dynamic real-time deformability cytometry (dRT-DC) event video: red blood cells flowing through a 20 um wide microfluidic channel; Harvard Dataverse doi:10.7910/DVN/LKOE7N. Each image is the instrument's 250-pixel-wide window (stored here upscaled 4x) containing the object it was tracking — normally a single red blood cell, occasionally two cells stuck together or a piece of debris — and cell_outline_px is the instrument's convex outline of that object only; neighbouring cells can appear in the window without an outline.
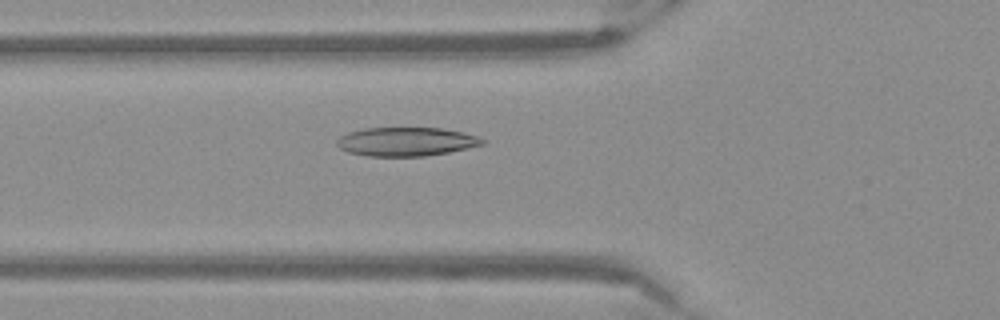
{"species": "Egyptian fruit bat (a non-hibernating species)", "species_latin": "Rousettus aegyptiacus", "temperature_condition": "warm", "stored_images_in_passage": 33, "camera_frame_rate_fps": 3000, "um_per_image_px": 0.085, "frame": {"image": 1, "passage_image": 6, "time_ms": 1.667, "image_size_px": [1000, 320], "cell_outline_px": [[488, 140], [484, 144], [468, 148], [448, 152], [424, 156], [368, 156], [348, 152], [340, 148], [336, 144], [336, 140], [340, 136], [348, 132], [364, 128], [444, 128], [464, 132], [480, 136]], "centroid_in_image_um": [34.57, 12.03], "position_along_channel_um": 91.2, "area_um2": 24.62}}
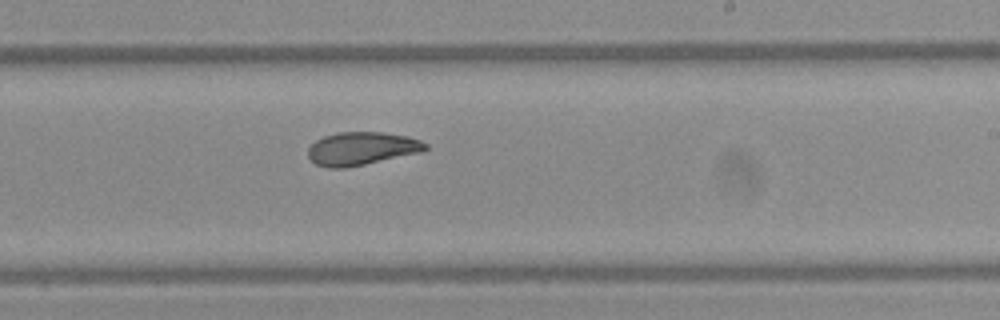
{"frame": {"image": 2, "passage_image": 19, "time_ms": 6.0, "image_size_px": [1000, 320], "cell_outline_px": [[428, 148], [420, 152], [364, 164], [344, 168], [328, 168], [316, 164], [308, 156], [308, 148], [316, 140], [324, 136], [336, 132], [384, 132], [408, 136], [420, 140], [428, 144]], "centroid_in_image_um": [30.73, 12.61], "position_along_channel_um": 258.3, "area_um2": 22.54}}
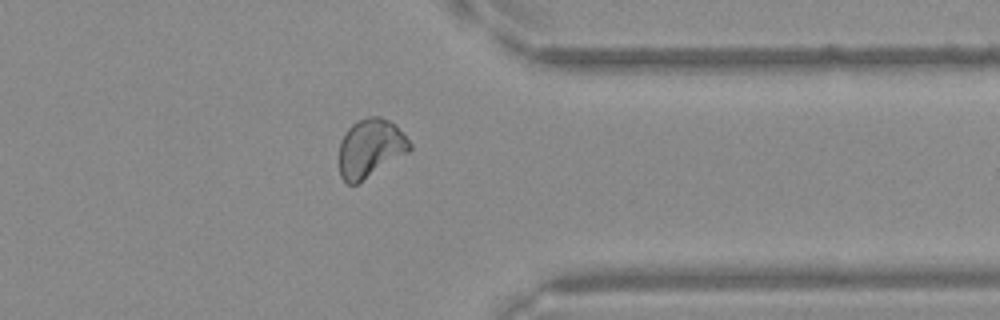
{"frame": {"image": 3, "passage_image": 29, "time_ms": 9.333, "image_size_px": [1000, 320], "cell_outline_px": [[412, 148], [408, 152], [356, 184], [348, 184], [340, 176], [340, 140], [344, 132], [356, 120], [368, 116], [380, 116], [396, 124], [412, 144]], "centroid_in_image_um": [31.48, 12.55], "position_along_channel_um": 379.9, "area_um2": 23.99}}